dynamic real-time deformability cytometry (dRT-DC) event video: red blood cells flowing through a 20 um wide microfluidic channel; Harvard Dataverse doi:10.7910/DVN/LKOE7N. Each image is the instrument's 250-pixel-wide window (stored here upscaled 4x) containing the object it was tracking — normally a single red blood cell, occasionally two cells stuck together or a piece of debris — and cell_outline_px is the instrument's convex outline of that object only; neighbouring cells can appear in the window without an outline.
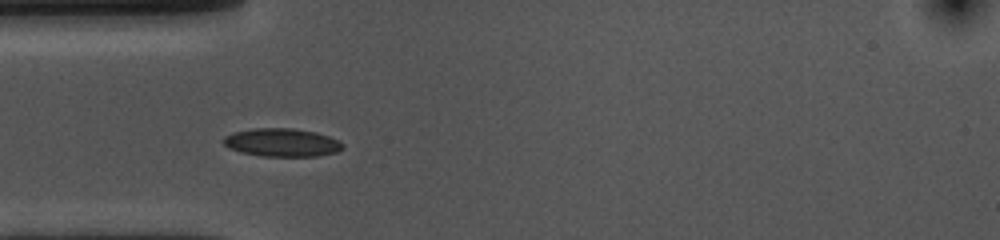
{"species": "common noctule bat (a hibernating species)", "species_latin": "Nyctalus noctula", "temperature_condition": "cold", "stored_images_in_passage": 40, "camera_frame_rate_fps": 3000, "um_per_image_px": 0.085, "animal": {"sex": "female", "body_mass_g": 10.0, "forearm_length_mm": 53.1}, "frame": {"image": 1, "passage_image": 1, "time_ms": 0.0, "image_size_px": [1000, 240], "cell_outline_px": [[344, 148], [336, 152], [316, 156], [264, 156], [240, 152], [228, 148], [224, 144], [224, 136], [232, 132], [256, 128], [292, 128], [316, 132], [340, 140], [344, 144]], "centroid_in_image_um": [23.98, 12.11], "position_along_channel_um": 61.0, "area_um2": 19.65}}
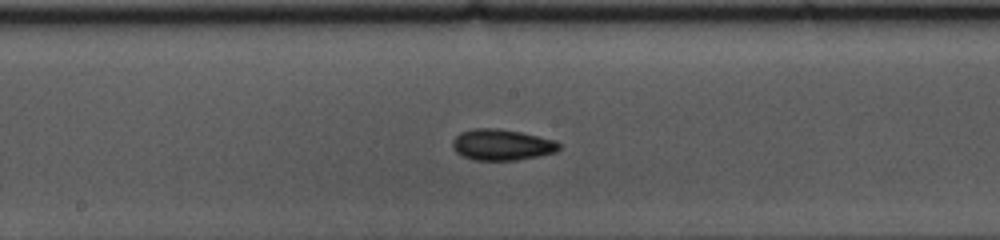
{"frame": {"image": 2, "passage_image": 13, "time_ms": 4.0, "image_size_px": [1000, 240], "cell_outline_px": [[560, 148], [556, 152], [540, 156], [516, 160], [476, 160], [464, 156], [456, 152], [452, 148], [452, 140], [460, 132], [476, 128], [496, 128], [520, 132], [556, 140], [560, 144]], "centroid_in_image_um": [42.66, 12.3], "position_along_channel_um": 205.5, "area_um2": 19.31}}
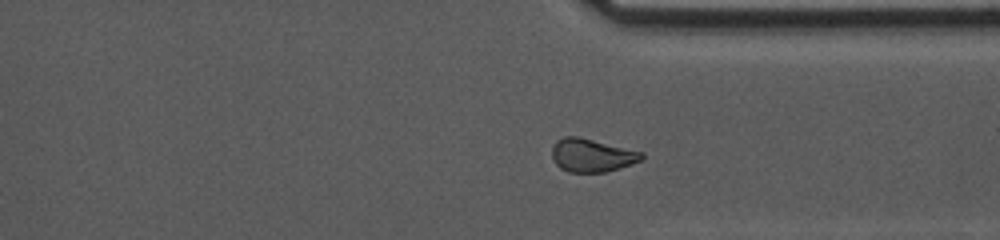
{"frame": {"image": 3, "passage_image": 26, "time_ms": 8.333, "image_size_px": [1000, 240], "cell_outline_px": [[644, 160], [620, 168], [604, 172], [568, 172], [560, 168], [552, 160], [552, 148], [556, 140], [564, 136], [576, 136], [644, 152]], "centroid_in_image_um": [50.31, 13.21], "position_along_channel_um": 361.1, "area_um2": 17.46}, "authors_computed_cell_mechanics": {"area_um2": 18.0914, "velocity_mm_per_s": 3.6087, "shape_relaxation_time_tau1_ms": 3.3637, "shape_relaxation_time_tau2_ms": 3.1684, "deformation_change_tau1": 0.1087, "deformation_change_tau2": 0.0751}}